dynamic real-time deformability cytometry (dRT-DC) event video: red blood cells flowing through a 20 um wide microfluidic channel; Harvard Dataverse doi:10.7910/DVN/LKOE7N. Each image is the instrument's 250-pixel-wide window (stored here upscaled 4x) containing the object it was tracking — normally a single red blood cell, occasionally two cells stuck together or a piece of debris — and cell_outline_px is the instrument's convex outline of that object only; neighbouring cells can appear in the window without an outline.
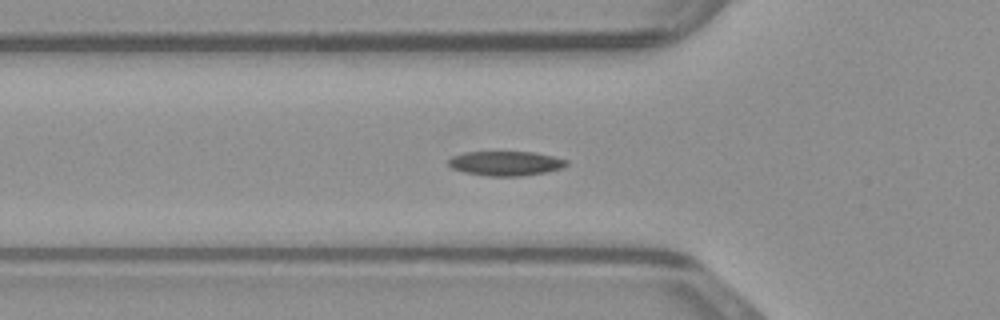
{"species": "common noctule bat (a hibernating species)", "species_latin": "Nyctalus noctula", "temperature_condition": "warm", "stored_images_in_passage": 31, "camera_frame_rate_fps": 3000, "um_per_image_px": 0.085, "animal": {"sex": "male", "body_mass_g": 23.1, "forearm_length_mm": 52.7}, "frame": {"image": 1, "passage_image": 2, "time_ms": 0.333, "image_size_px": [1000, 320], "cell_outline_px": [[568, 164], [564, 168], [548, 172], [520, 176], [488, 176], [464, 172], [452, 168], [448, 164], [448, 160], [452, 156], [464, 152], [532, 152], [552, 156], [568, 160]], "centroid_in_image_um": [43.0, 13.89], "position_along_channel_um": 82.8, "area_um2": 16.94}}
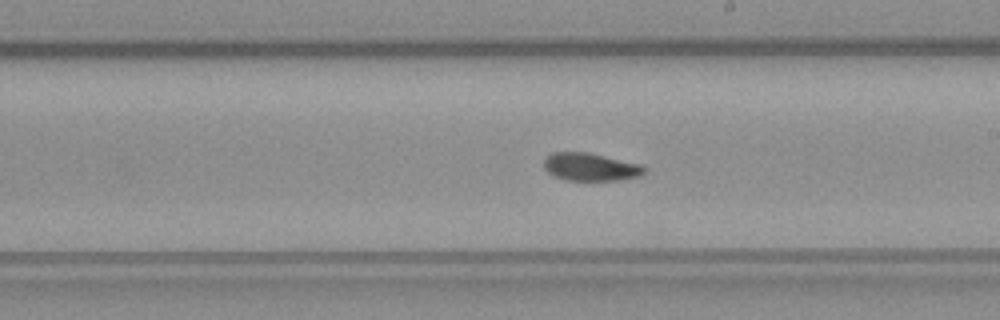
{"frame": {"image": 2, "passage_image": 13, "time_ms": 4.0, "image_size_px": [1000, 320], "cell_outline_px": [[648, 168], [640, 176], [620, 180], [564, 180], [548, 172], [544, 168], [544, 160], [552, 152], [588, 152], [640, 164]], "centroid_in_image_um": [50.21, 14.19], "position_along_channel_um": 238.8, "area_um2": 16.24}}
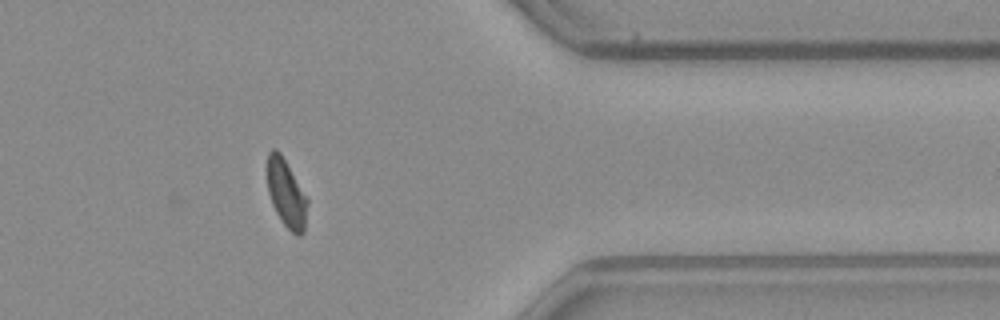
{"frame": {"image": 3, "passage_image": 25, "time_ms": 8.0, "image_size_px": [1000, 320], "cell_outline_px": [[308, 204], [304, 232], [300, 236], [296, 236], [280, 220], [272, 204], [268, 192], [268, 152], [272, 148], [276, 148], [280, 152], [308, 196]], "centroid_in_image_um": [24.37, 16.45], "position_along_channel_um": 387.0, "area_um2": 16.07}}